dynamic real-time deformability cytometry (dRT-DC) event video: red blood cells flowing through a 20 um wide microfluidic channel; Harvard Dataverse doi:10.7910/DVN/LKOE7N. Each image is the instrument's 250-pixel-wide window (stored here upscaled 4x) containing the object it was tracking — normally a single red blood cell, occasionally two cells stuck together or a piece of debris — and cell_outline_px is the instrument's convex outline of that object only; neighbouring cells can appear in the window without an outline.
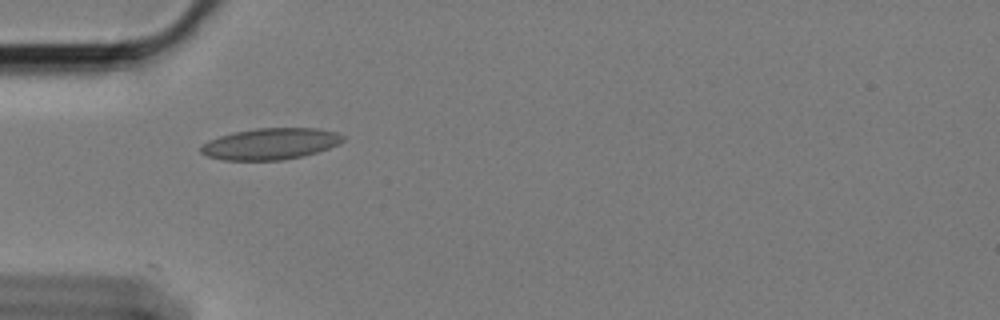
{"species": "Egyptian fruit bat (a non-hibernating species)", "species_latin": "Rousettus aegyptiacus", "temperature_condition": "cold", "stored_images_in_passage": 9, "camera_frame_rate_fps": 3000, "um_per_image_px": 0.085, "animal": {"sex": "female"}, "frame": {"image": 1, "passage_image": 1, "time_ms": 0.0, "image_size_px": [1000, 320], "cell_outline_px": [[344, 140], [340, 144], [316, 152], [300, 156], [280, 160], [224, 160], [208, 156], [200, 152], [200, 148], [208, 140], [220, 136], [236, 132], [256, 128], [316, 128], [336, 132], [344, 136]], "centroid_in_image_um": [23.0, 12.22], "position_along_channel_um": 62.0, "area_um2": 25.72}}
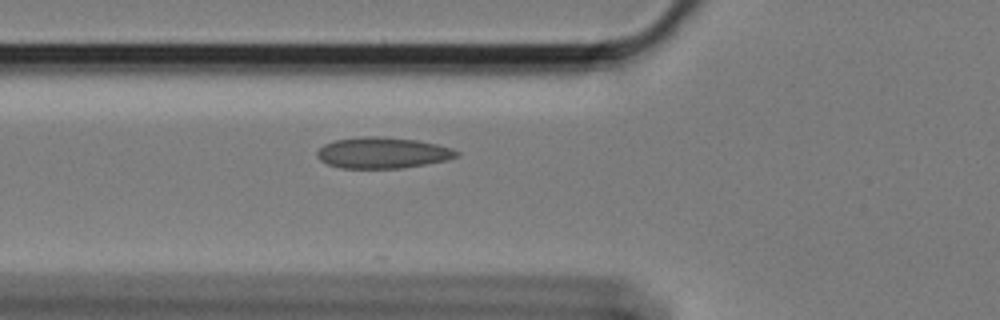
{"frame": {"image": 2, "passage_image": 4, "time_ms": 1.0, "image_size_px": [1000, 320], "cell_outline_px": [[460, 152], [456, 156], [444, 160], [424, 164], [400, 168], [340, 168], [328, 164], [320, 160], [316, 156], [316, 152], [324, 144], [336, 140], [364, 136], [384, 136], [416, 140], [436, 144], [452, 148]], "centroid_in_image_um": [32.48, 12.98], "position_along_channel_um": 93.3, "area_um2": 25.09}}
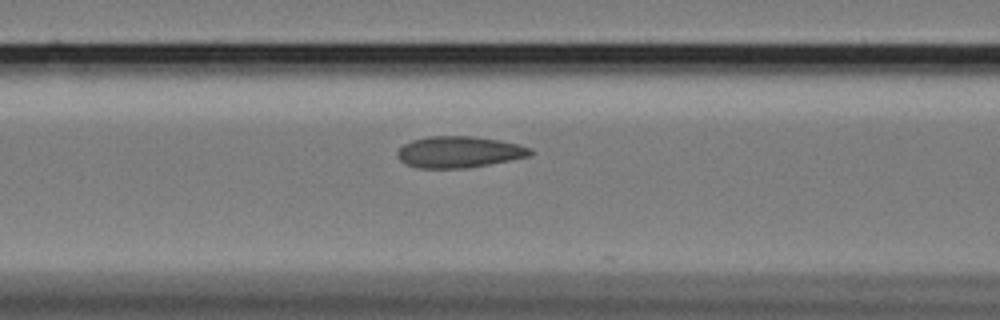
{"frame": {"image": 3, "passage_image": 7, "time_ms": 2.0, "image_size_px": [1000, 320], "cell_outline_px": [[536, 152], [532, 156], [468, 168], [416, 168], [400, 160], [396, 156], [396, 152], [404, 144], [412, 140], [428, 136], [472, 136], [500, 140], [520, 144], [532, 148]], "centroid_in_image_um": [39.07, 12.92], "position_along_channel_um": 127.5, "area_um2": 24.62}}